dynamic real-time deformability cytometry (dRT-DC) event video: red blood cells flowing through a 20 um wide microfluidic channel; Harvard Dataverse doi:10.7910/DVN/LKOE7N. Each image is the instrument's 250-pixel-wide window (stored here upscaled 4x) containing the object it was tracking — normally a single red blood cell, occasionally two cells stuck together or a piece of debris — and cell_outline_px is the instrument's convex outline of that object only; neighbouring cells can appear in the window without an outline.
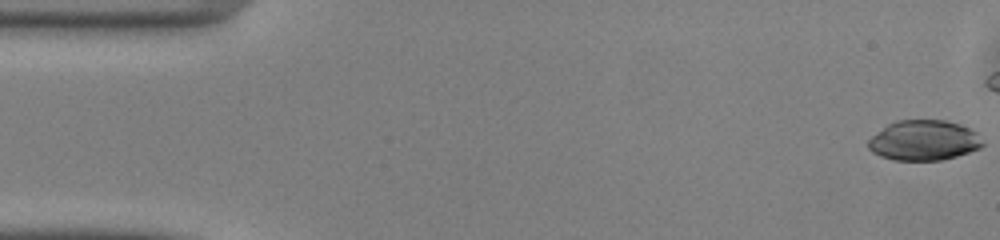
{"species": "common noctule bat (a hibernating species)", "species_latin": "Nyctalus noctula", "temperature_condition": "warm", "stored_images_in_passage": 30, "camera_frame_rate_fps": 3000, "um_per_image_px": 0.085, "animal": {"sex": "male", "body_mass_g": 13.0, "forearm_length_mm": 53.1}, "frame": {"image": 1, "passage_image": 1, "time_ms": 0.0, "image_size_px": [1000, 240], "cell_outline_px": [[984, 144], [980, 148], [956, 156], [940, 160], [892, 160], [880, 156], [872, 152], [868, 148], [868, 140], [872, 136], [888, 124], [896, 120], [944, 120], [960, 124], [976, 132]], "centroid_in_image_um": [78.51, 11.93], "position_along_channel_um": 6.5, "area_um2": 26.7}}
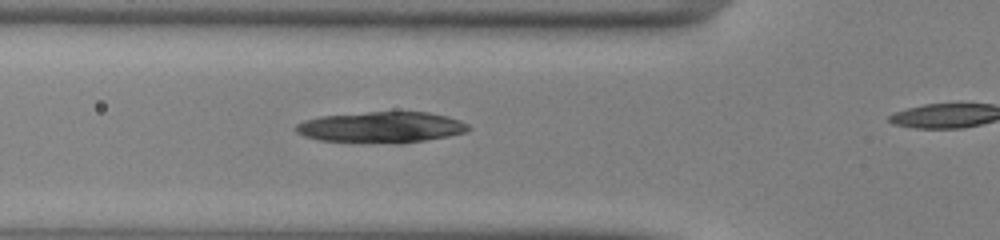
{"frame": {"image": 2, "passage_image": 17, "time_ms": 5.333, "image_size_px": [1000, 240], "cell_outline_px": [[472, 128], [468, 132], [448, 136], [400, 144], [396, 144], [320, 140], [304, 136], [296, 132], [296, 124], [304, 120], [320, 116], [368, 112], [428, 112], [448, 116], [460, 120], [468, 124]], "centroid_in_image_um": [32.45, 10.82], "position_along_channel_um": 93.3, "area_um2": 31.33}}
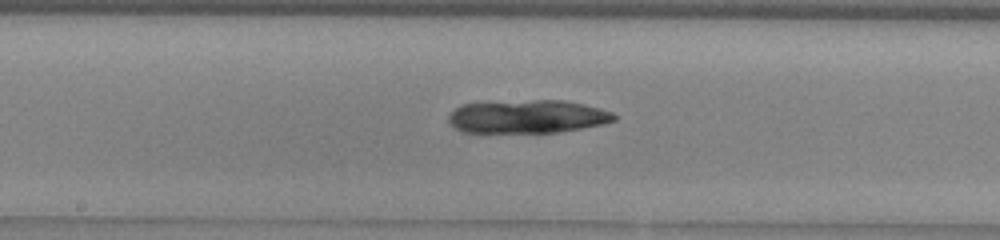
{"frame": {"image": 3, "passage_image": 25, "time_ms": 8.0, "image_size_px": [1000, 240], "cell_outline_px": [[616, 120], [600, 124], [580, 128], [556, 132], [464, 132], [456, 128], [448, 120], [448, 116], [460, 104], [532, 100], [564, 100], [584, 104], [600, 108], [612, 112], [616, 116]], "centroid_in_image_um": [44.84, 9.9], "position_along_channel_um": 203.4, "area_um2": 31.73}}